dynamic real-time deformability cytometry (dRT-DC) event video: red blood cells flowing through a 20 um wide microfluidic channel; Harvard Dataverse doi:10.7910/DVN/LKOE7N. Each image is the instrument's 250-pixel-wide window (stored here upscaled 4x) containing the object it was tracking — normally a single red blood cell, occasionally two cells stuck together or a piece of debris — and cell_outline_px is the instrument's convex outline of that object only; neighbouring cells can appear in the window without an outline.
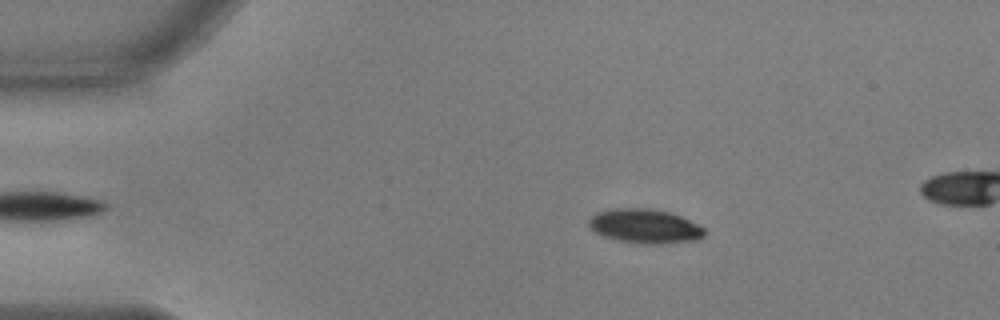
{"species": "common noctule bat (a hibernating species)", "species_latin": "Nyctalus noctula", "temperature_condition": "warm", "stored_images_in_passage": 40, "camera_frame_rate_fps": 3000, "um_per_image_px": 0.085, "animal": {"sex": "male", "body_mass_g": 17.9, "forearm_length_mm": 54.2}, "frame": {"image": 1, "passage_image": 3, "time_ms": 0.667, "image_size_px": [1000, 320], "cell_outline_px": [[708, 232], [704, 236], [696, 240], [652, 244], [648, 244], [620, 240], [604, 236], [588, 228], [588, 220], [596, 212], [608, 208], [652, 208], [672, 212], [704, 228]], "centroid_in_image_um": [54.79, 19.2], "position_along_channel_um": 30.2, "area_um2": 23.12}}
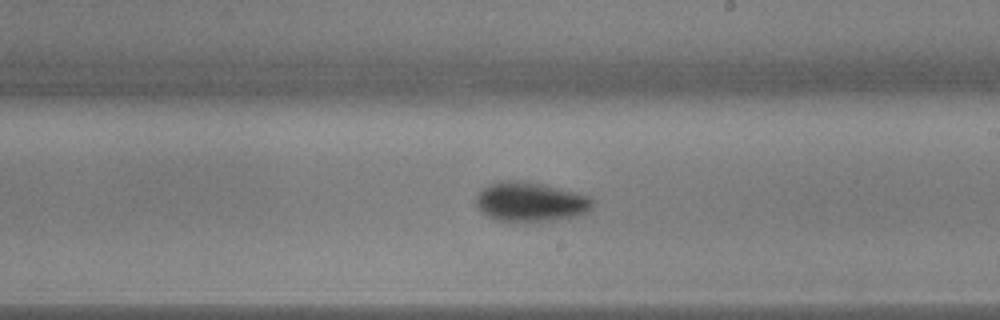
{"frame": {"image": 2, "passage_image": 25, "time_ms": 8.0, "image_size_px": [1000, 320], "cell_outline_px": [[596, 204], [588, 212], [576, 216], [556, 220], [496, 220], [480, 212], [476, 208], [476, 196], [488, 184], [500, 180], [528, 180], [576, 192], [588, 196], [596, 200]], "centroid_in_image_um": [45.11, 17.13], "position_along_channel_um": 243.9, "area_um2": 27.05}}
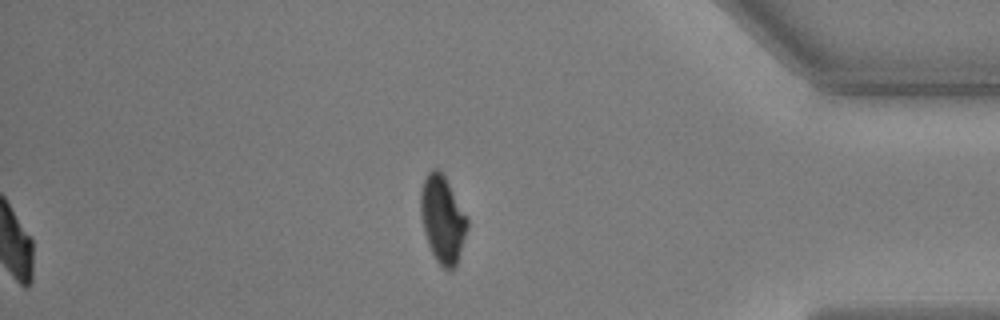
{"frame": {"image": 3, "passage_image": 40, "time_ms": 13.0, "image_size_px": [1000, 320], "cell_outline_px": [[468, 228], [456, 264], [448, 272], [436, 260], [428, 244], [424, 232], [420, 212], [420, 192], [424, 176], [432, 168], [436, 168], [444, 176], [468, 216]], "centroid_in_image_um": [37.61, 18.61], "position_along_channel_um": 397.6, "area_um2": 23.7}, "authors_computed_cell_mechanics": {"area_um2": 25.0563, "velocity_mm_per_s": 3.67, "shape_relaxation_time_tau1_ms": 3.2422, "shape_relaxation_time_tau2_ms": 2.2281, "deformation_change_tau1": 0.1467, "deformation_change_tau2": 0.0453}}